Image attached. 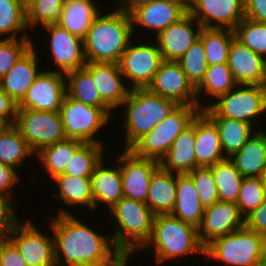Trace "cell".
Instances as JSON below:
<instances>
[{
  "label": "cell",
  "mask_w": 266,
  "mask_h": 266,
  "mask_svg": "<svg viewBox=\"0 0 266 266\" xmlns=\"http://www.w3.org/2000/svg\"><path fill=\"white\" fill-rule=\"evenodd\" d=\"M60 210L50 224L56 266H118L126 259L111 236L95 231L65 208Z\"/></svg>",
  "instance_id": "obj_1"
},
{
  "label": "cell",
  "mask_w": 266,
  "mask_h": 266,
  "mask_svg": "<svg viewBox=\"0 0 266 266\" xmlns=\"http://www.w3.org/2000/svg\"><path fill=\"white\" fill-rule=\"evenodd\" d=\"M113 10L100 12L83 39L87 62L119 63L133 40L131 15L117 7Z\"/></svg>",
  "instance_id": "obj_2"
},
{
  "label": "cell",
  "mask_w": 266,
  "mask_h": 266,
  "mask_svg": "<svg viewBox=\"0 0 266 266\" xmlns=\"http://www.w3.org/2000/svg\"><path fill=\"white\" fill-rule=\"evenodd\" d=\"M148 248H153L155 262L159 265L165 264L169 259L188 257L194 253L205 255V247L199 240L198 229L171 214L155 215L151 236L138 252L146 250L152 255Z\"/></svg>",
  "instance_id": "obj_3"
},
{
  "label": "cell",
  "mask_w": 266,
  "mask_h": 266,
  "mask_svg": "<svg viewBox=\"0 0 266 266\" xmlns=\"http://www.w3.org/2000/svg\"><path fill=\"white\" fill-rule=\"evenodd\" d=\"M108 211L109 218L114 220L112 241L125 258H129L149 240L155 214L146 203L127 197H123Z\"/></svg>",
  "instance_id": "obj_4"
},
{
  "label": "cell",
  "mask_w": 266,
  "mask_h": 266,
  "mask_svg": "<svg viewBox=\"0 0 266 266\" xmlns=\"http://www.w3.org/2000/svg\"><path fill=\"white\" fill-rule=\"evenodd\" d=\"M122 106H125L122 112L125 122L121 123L126 129L124 150H129L178 105L172 100L152 93L148 88H135L130 89Z\"/></svg>",
  "instance_id": "obj_5"
},
{
  "label": "cell",
  "mask_w": 266,
  "mask_h": 266,
  "mask_svg": "<svg viewBox=\"0 0 266 266\" xmlns=\"http://www.w3.org/2000/svg\"><path fill=\"white\" fill-rule=\"evenodd\" d=\"M199 111L198 106H177L129 150L136 157L154 159L160 162L167 154L174 140L191 125L193 118Z\"/></svg>",
  "instance_id": "obj_6"
},
{
  "label": "cell",
  "mask_w": 266,
  "mask_h": 266,
  "mask_svg": "<svg viewBox=\"0 0 266 266\" xmlns=\"http://www.w3.org/2000/svg\"><path fill=\"white\" fill-rule=\"evenodd\" d=\"M264 238L245 226L210 242L205 257L225 266H259Z\"/></svg>",
  "instance_id": "obj_7"
},
{
  "label": "cell",
  "mask_w": 266,
  "mask_h": 266,
  "mask_svg": "<svg viewBox=\"0 0 266 266\" xmlns=\"http://www.w3.org/2000/svg\"><path fill=\"white\" fill-rule=\"evenodd\" d=\"M207 116H221L246 122L254 126V121L266 113V100L262 85H237L233 90L209 101L202 110Z\"/></svg>",
  "instance_id": "obj_8"
},
{
  "label": "cell",
  "mask_w": 266,
  "mask_h": 266,
  "mask_svg": "<svg viewBox=\"0 0 266 266\" xmlns=\"http://www.w3.org/2000/svg\"><path fill=\"white\" fill-rule=\"evenodd\" d=\"M112 111V108L86 105L66 93L59 111L66 138L104 145L96 134L110 123Z\"/></svg>",
  "instance_id": "obj_9"
},
{
  "label": "cell",
  "mask_w": 266,
  "mask_h": 266,
  "mask_svg": "<svg viewBox=\"0 0 266 266\" xmlns=\"http://www.w3.org/2000/svg\"><path fill=\"white\" fill-rule=\"evenodd\" d=\"M14 125L34 154L66 138L59 112L18 109Z\"/></svg>",
  "instance_id": "obj_10"
},
{
  "label": "cell",
  "mask_w": 266,
  "mask_h": 266,
  "mask_svg": "<svg viewBox=\"0 0 266 266\" xmlns=\"http://www.w3.org/2000/svg\"><path fill=\"white\" fill-rule=\"evenodd\" d=\"M133 43L130 42L118 64L124 79L130 81V89L147 88L164 59L156 42Z\"/></svg>",
  "instance_id": "obj_11"
},
{
  "label": "cell",
  "mask_w": 266,
  "mask_h": 266,
  "mask_svg": "<svg viewBox=\"0 0 266 266\" xmlns=\"http://www.w3.org/2000/svg\"><path fill=\"white\" fill-rule=\"evenodd\" d=\"M35 225L30 219L20 221L6 238L16 247L27 266H56L54 237H49Z\"/></svg>",
  "instance_id": "obj_12"
},
{
  "label": "cell",
  "mask_w": 266,
  "mask_h": 266,
  "mask_svg": "<svg viewBox=\"0 0 266 266\" xmlns=\"http://www.w3.org/2000/svg\"><path fill=\"white\" fill-rule=\"evenodd\" d=\"M66 93L65 74L42 69L18 104V109L59 112Z\"/></svg>",
  "instance_id": "obj_13"
},
{
  "label": "cell",
  "mask_w": 266,
  "mask_h": 266,
  "mask_svg": "<svg viewBox=\"0 0 266 266\" xmlns=\"http://www.w3.org/2000/svg\"><path fill=\"white\" fill-rule=\"evenodd\" d=\"M147 88L178 106H198L196 89L177 61L164 60Z\"/></svg>",
  "instance_id": "obj_14"
},
{
  "label": "cell",
  "mask_w": 266,
  "mask_h": 266,
  "mask_svg": "<svg viewBox=\"0 0 266 266\" xmlns=\"http://www.w3.org/2000/svg\"><path fill=\"white\" fill-rule=\"evenodd\" d=\"M188 13L202 28L234 30L245 18L244 0H195Z\"/></svg>",
  "instance_id": "obj_15"
},
{
  "label": "cell",
  "mask_w": 266,
  "mask_h": 266,
  "mask_svg": "<svg viewBox=\"0 0 266 266\" xmlns=\"http://www.w3.org/2000/svg\"><path fill=\"white\" fill-rule=\"evenodd\" d=\"M116 159L121 168L123 196L146 203L150 179L160 167L159 162L136 157L130 150L122 151Z\"/></svg>",
  "instance_id": "obj_16"
},
{
  "label": "cell",
  "mask_w": 266,
  "mask_h": 266,
  "mask_svg": "<svg viewBox=\"0 0 266 266\" xmlns=\"http://www.w3.org/2000/svg\"><path fill=\"white\" fill-rule=\"evenodd\" d=\"M245 227V217L234 202H215L204 210L198 237L204 247L214 239Z\"/></svg>",
  "instance_id": "obj_17"
},
{
  "label": "cell",
  "mask_w": 266,
  "mask_h": 266,
  "mask_svg": "<svg viewBox=\"0 0 266 266\" xmlns=\"http://www.w3.org/2000/svg\"><path fill=\"white\" fill-rule=\"evenodd\" d=\"M42 27L50 34V54H52L53 63L59 68L52 71L66 74L84 67L87 61L83 39L71 34L59 24H48Z\"/></svg>",
  "instance_id": "obj_18"
},
{
  "label": "cell",
  "mask_w": 266,
  "mask_h": 266,
  "mask_svg": "<svg viewBox=\"0 0 266 266\" xmlns=\"http://www.w3.org/2000/svg\"><path fill=\"white\" fill-rule=\"evenodd\" d=\"M201 29L200 23L187 13L178 22L171 24L154 36L156 40L154 42L157 43L164 60L177 61L199 38Z\"/></svg>",
  "instance_id": "obj_19"
},
{
  "label": "cell",
  "mask_w": 266,
  "mask_h": 266,
  "mask_svg": "<svg viewBox=\"0 0 266 266\" xmlns=\"http://www.w3.org/2000/svg\"><path fill=\"white\" fill-rule=\"evenodd\" d=\"M187 13L188 8L178 0H153L147 5L137 8L131 14L133 34L140 25L153 31L157 36Z\"/></svg>",
  "instance_id": "obj_20"
},
{
  "label": "cell",
  "mask_w": 266,
  "mask_h": 266,
  "mask_svg": "<svg viewBox=\"0 0 266 266\" xmlns=\"http://www.w3.org/2000/svg\"><path fill=\"white\" fill-rule=\"evenodd\" d=\"M84 68L91 74L101 98L113 110L121 108L130 88L125 85L119 64L87 62Z\"/></svg>",
  "instance_id": "obj_21"
},
{
  "label": "cell",
  "mask_w": 266,
  "mask_h": 266,
  "mask_svg": "<svg viewBox=\"0 0 266 266\" xmlns=\"http://www.w3.org/2000/svg\"><path fill=\"white\" fill-rule=\"evenodd\" d=\"M227 64L237 85H262L266 59L236 39L230 45Z\"/></svg>",
  "instance_id": "obj_22"
},
{
  "label": "cell",
  "mask_w": 266,
  "mask_h": 266,
  "mask_svg": "<svg viewBox=\"0 0 266 266\" xmlns=\"http://www.w3.org/2000/svg\"><path fill=\"white\" fill-rule=\"evenodd\" d=\"M33 45L18 59L15 65L0 79V88L18 104L25 97L28 88L42 71L37 56L36 44Z\"/></svg>",
  "instance_id": "obj_23"
},
{
  "label": "cell",
  "mask_w": 266,
  "mask_h": 266,
  "mask_svg": "<svg viewBox=\"0 0 266 266\" xmlns=\"http://www.w3.org/2000/svg\"><path fill=\"white\" fill-rule=\"evenodd\" d=\"M194 152L198 167H212L226 159L215 123L200 110L195 116Z\"/></svg>",
  "instance_id": "obj_24"
},
{
  "label": "cell",
  "mask_w": 266,
  "mask_h": 266,
  "mask_svg": "<svg viewBox=\"0 0 266 266\" xmlns=\"http://www.w3.org/2000/svg\"><path fill=\"white\" fill-rule=\"evenodd\" d=\"M104 163L103 157L96 165L90 178L94 210L99 208L98 205L104 203L110 210L124 197L120 165L117 163L118 166L113 169L110 166L106 168Z\"/></svg>",
  "instance_id": "obj_25"
},
{
  "label": "cell",
  "mask_w": 266,
  "mask_h": 266,
  "mask_svg": "<svg viewBox=\"0 0 266 266\" xmlns=\"http://www.w3.org/2000/svg\"><path fill=\"white\" fill-rule=\"evenodd\" d=\"M195 145V117L172 143L167 154L159 162V166L172 173L186 174L199 168L194 152Z\"/></svg>",
  "instance_id": "obj_26"
},
{
  "label": "cell",
  "mask_w": 266,
  "mask_h": 266,
  "mask_svg": "<svg viewBox=\"0 0 266 266\" xmlns=\"http://www.w3.org/2000/svg\"><path fill=\"white\" fill-rule=\"evenodd\" d=\"M204 210L192 178L187 173L177 174L176 203L171 215L198 228Z\"/></svg>",
  "instance_id": "obj_27"
},
{
  "label": "cell",
  "mask_w": 266,
  "mask_h": 266,
  "mask_svg": "<svg viewBox=\"0 0 266 266\" xmlns=\"http://www.w3.org/2000/svg\"><path fill=\"white\" fill-rule=\"evenodd\" d=\"M177 173L159 167L150 179L147 206L155 214H171L176 203Z\"/></svg>",
  "instance_id": "obj_28"
},
{
  "label": "cell",
  "mask_w": 266,
  "mask_h": 266,
  "mask_svg": "<svg viewBox=\"0 0 266 266\" xmlns=\"http://www.w3.org/2000/svg\"><path fill=\"white\" fill-rule=\"evenodd\" d=\"M230 159L243 177H261L266 167V131L258 129Z\"/></svg>",
  "instance_id": "obj_29"
},
{
  "label": "cell",
  "mask_w": 266,
  "mask_h": 266,
  "mask_svg": "<svg viewBox=\"0 0 266 266\" xmlns=\"http://www.w3.org/2000/svg\"><path fill=\"white\" fill-rule=\"evenodd\" d=\"M100 11L98 4L93 0H65L61 19L57 24L84 39Z\"/></svg>",
  "instance_id": "obj_30"
},
{
  "label": "cell",
  "mask_w": 266,
  "mask_h": 266,
  "mask_svg": "<svg viewBox=\"0 0 266 266\" xmlns=\"http://www.w3.org/2000/svg\"><path fill=\"white\" fill-rule=\"evenodd\" d=\"M52 181L57 184L58 200L64 202L67 206L86 205L88 209L94 210V201L92 195V186L90 178H82L74 175L59 174Z\"/></svg>",
  "instance_id": "obj_31"
},
{
  "label": "cell",
  "mask_w": 266,
  "mask_h": 266,
  "mask_svg": "<svg viewBox=\"0 0 266 266\" xmlns=\"http://www.w3.org/2000/svg\"><path fill=\"white\" fill-rule=\"evenodd\" d=\"M216 125L221 147L226 158L239 152L246 141L257 131L256 126L221 116H208ZM255 129V130H254Z\"/></svg>",
  "instance_id": "obj_32"
},
{
  "label": "cell",
  "mask_w": 266,
  "mask_h": 266,
  "mask_svg": "<svg viewBox=\"0 0 266 266\" xmlns=\"http://www.w3.org/2000/svg\"><path fill=\"white\" fill-rule=\"evenodd\" d=\"M83 144L84 142L80 140L65 138L43 147L35 154V157L39 158L43 169L53 179L55 176L64 173L71 157Z\"/></svg>",
  "instance_id": "obj_33"
},
{
  "label": "cell",
  "mask_w": 266,
  "mask_h": 266,
  "mask_svg": "<svg viewBox=\"0 0 266 266\" xmlns=\"http://www.w3.org/2000/svg\"><path fill=\"white\" fill-rule=\"evenodd\" d=\"M236 86L237 83L235 82L227 63L208 65L204 79L196 88L199 109L204 110L207 107V104H203L200 99L202 93L206 94V96L209 95L210 97H213L216 101V99L233 90Z\"/></svg>",
  "instance_id": "obj_34"
},
{
  "label": "cell",
  "mask_w": 266,
  "mask_h": 266,
  "mask_svg": "<svg viewBox=\"0 0 266 266\" xmlns=\"http://www.w3.org/2000/svg\"><path fill=\"white\" fill-rule=\"evenodd\" d=\"M67 94L82 103L97 107L111 108L100 96L91 74L83 67L65 74Z\"/></svg>",
  "instance_id": "obj_35"
},
{
  "label": "cell",
  "mask_w": 266,
  "mask_h": 266,
  "mask_svg": "<svg viewBox=\"0 0 266 266\" xmlns=\"http://www.w3.org/2000/svg\"><path fill=\"white\" fill-rule=\"evenodd\" d=\"M35 155L14 124H7L0 132V162L18 169L26 158Z\"/></svg>",
  "instance_id": "obj_36"
},
{
  "label": "cell",
  "mask_w": 266,
  "mask_h": 266,
  "mask_svg": "<svg viewBox=\"0 0 266 266\" xmlns=\"http://www.w3.org/2000/svg\"><path fill=\"white\" fill-rule=\"evenodd\" d=\"M209 168L212 170L218 189V200L236 203L244 177L236 169L234 162L230 158H226Z\"/></svg>",
  "instance_id": "obj_37"
},
{
  "label": "cell",
  "mask_w": 266,
  "mask_h": 266,
  "mask_svg": "<svg viewBox=\"0 0 266 266\" xmlns=\"http://www.w3.org/2000/svg\"><path fill=\"white\" fill-rule=\"evenodd\" d=\"M208 65L227 63L229 48L235 39L234 30L202 28L199 34Z\"/></svg>",
  "instance_id": "obj_38"
},
{
  "label": "cell",
  "mask_w": 266,
  "mask_h": 266,
  "mask_svg": "<svg viewBox=\"0 0 266 266\" xmlns=\"http://www.w3.org/2000/svg\"><path fill=\"white\" fill-rule=\"evenodd\" d=\"M26 10L19 0H0V37L8 39L31 38L28 35ZM22 32V33H21ZM24 32V33H23ZM21 36L18 37V35Z\"/></svg>",
  "instance_id": "obj_39"
},
{
  "label": "cell",
  "mask_w": 266,
  "mask_h": 266,
  "mask_svg": "<svg viewBox=\"0 0 266 266\" xmlns=\"http://www.w3.org/2000/svg\"><path fill=\"white\" fill-rule=\"evenodd\" d=\"M104 149L101 144L84 143L71 157L62 174L91 178L96 165L104 157Z\"/></svg>",
  "instance_id": "obj_40"
},
{
  "label": "cell",
  "mask_w": 266,
  "mask_h": 266,
  "mask_svg": "<svg viewBox=\"0 0 266 266\" xmlns=\"http://www.w3.org/2000/svg\"><path fill=\"white\" fill-rule=\"evenodd\" d=\"M177 62L181 66L188 81L196 89L204 79L208 69L205 48L202 41L198 38Z\"/></svg>",
  "instance_id": "obj_41"
},
{
  "label": "cell",
  "mask_w": 266,
  "mask_h": 266,
  "mask_svg": "<svg viewBox=\"0 0 266 266\" xmlns=\"http://www.w3.org/2000/svg\"><path fill=\"white\" fill-rule=\"evenodd\" d=\"M65 0H38L26 10V23L29 31L35 26L57 24L61 19ZM31 28V29H30Z\"/></svg>",
  "instance_id": "obj_42"
},
{
  "label": "cell",
  "mask_w": 266,
  "mask_h": 266,
  "mask_svg": "<svg viewBox=\"0 0 266 266\" xmlns=\"http://www.w3.org/2000/svg\"><path fill=\"white\" fill-rule=\"evenodd\" d=\"M235 39L266 59V23L244 18L234 29Z\"/></svg>",
  "instance_id": "obj_43"
},
{
  "label": "cell",
  "mask_w": 266,
  "mask_h": 266,
  "mask_svg": "<svg viewBox=\"0 0 266 266\" xmlns=\"http://www.w3.org/2000/svg\"><path fill=\"white\" fill-rule=\"evenodd\" d=\"M265 198L266 188L261 177H244L242 179L236 204L245 218L256 210Z\"/></svg>",
  "instance_id": "obj_44"
},
{
  "label": "cell",
  "mask_w": 266,
  "mask_h": 266,
  "mask_svg": "<svg viewBox=\"0 0 266 266\" xmlns=\"http://www.w3.org/2000/svg\"><path fill=\"white\" fill-rule=\"evenodd\" d=\"M32 45L33 38H0V79Z\"/></svg>",
  "instance_id": "obj_45"
},
{
  "label": "cell",
  "mask_w": 266,
  "mask_h": 266,
  "mask_svg": "<svg viewBox=\"0 0 266 266\" xmlns=\"http://www.w3.org/2000/svg\"><path fill=\"white\" fill-rule=\"evenodd\" d=\"M187 174L192 178L198 197L205 208L219 201L218 189L209 167H199Z\"/></svg>",
  "instance_id": "obj_46"
},
{
  "label": "cell",
  "mask_w": 266,
  "mask_h": 266,
  "mask_svg": "<svg viewBox=\"0 0 266 266\" xmlns=\"http://www.w3.org/2000/svg\"><path fill=\"white\" fill-rule=\"evenodd\" d=\"M11 198L0 193V238H6L21 220L15 215L14 204L12 206L10 202Z\"/></svg>",
  "instance_id": "obj_47"
},
{
  "label": "cell",
  "mask_w": 266,
  "mask_h": 266,
  "mask_svg": "<svg viewBox=\"0 0 266 266\" xmlns=\"http://www.w3.org/2000/svg\"><path fill=\"white\" fill-rule=\"evenodd\" d=\"M0 266H27L21 254L7 238H0Z\"/></svg>",
  "instance_id": "obj_48"
},
{
  "label": "cell",
  "mask_w": 266,
  "mask_h": 266,
  "mask_svg": "<svg viewBox=\"0 0 266 266\" xmlns=\"http://www.w3.org/2000/svg\"><path fill=\"white\" fill-rule=\"evenodd\" d=\"M17 169L0 162V193L6 196H13V188L21 180ZM17 183V184H16Z\"/></svg>",
  "instance_id": "obj_49"
},
{
  "label": "cell",
  "mask_w": 266,
  "mask_h": 266,
  "mask_svg": "<svg viewBox=\"0 0 266 266\" xmlns=\"http://www.w3.org/2000/svg\"><path fill=\"white\" fill-rule=\"evenodd\" d=\"M245 226L249 230L266 237V198L256 210L245 218Z\"/></svg>",
  "instance_id": "obj_50"
},
{
  "label": "cell",
  "mask_w": 266,
  "mask_h": 266,
  "mask_svg": "<svg viewBox=\"0 0 266 266\" xmlns=\"http://www.w3.org/2000/svg\"><path fill=\"white\" fill-rule=\"evenodd\" d=\"M18 112V103L0 88V118L7 124H14Z\"/></svg>",
  "instance_id": "obj_51"
},
{
  "label": "cell",
  "mask_w": 266,
  "mask_h": 266,
  "mask_svg": "<svg viewBox=\"0 0 266 266\" xmlns=\"http://www.w3.org/2000/svg\"><path fill=\"white\" fill-rule=\"evenodd\" d=\"M245 18L266 23V0H244Z\"/></svg>",
  "instance_id": "obj_52"
},
{
  "label": "cell",
  "mask_w": 266,
  "mask_h": 266,
  "mask_svg": "<svg viewBox=\"0 0 266 266\" xmlns=\"http://www.w3.org/2000/svg\"><path fill=\"white\" fill-rule=\"evenodd\" d=\"M152 1L153 0H116V3L119 9L131 15L137 8L147 5Z\"/></svg>",
  "instance_id": "obj_53"
},
{
  "label": "cell",
  "mask_w": 266,
  "mask_h": 266,
  "mask_svg": "<svg viewBox=\"0 0 266 266\" xmlns=\"http://www.w3.org/2000/svg\"><path fill=\"white\" fill-rule=\"evenodd\" d=\"M259 266H266V237L263 241L262 252L259 259Z\"/></svg>",
  "instance_id": "obj_54"
},
{
  "label": "cell",
  "mask_w": 266,
  "mask_h": 266,
  "mask_svg": "<svg viewBox=\"0 0 266 266\" xmlns=\"http://www.w3.org/2000/svg\"><path fill=\"white\" fill-rule=\"evenodd\" d=\"M25 10H27L32 4L38 0H19Z\"/></svg>",
  "instance_id": "obj_55"
},
{
  "label": "cell",
  "mask_w": 266,
  "mask_h": 266,
  "mask_svg": "<svg viewBox=\"0 0 266 266\" xmlns=\"http://www.w3.org/2000/svg\"><path fill=\"white\" fill-rule=\"evenodd\" d=\"M182 2L187 8L190 7V5L195 1V0H178Z\"/></svg>",
  "instance_id": "obj_56"
},
{
  "label": "cell",
  "mask_w": 266,
  "mask_h": 266,
  "mask_svg": "<svg viewBox=\"0 0 266 266\" xmlns=\"http://www.w3.org/2000/svg\"><path fill=\"white\" fill-rule=\"evenodd\" d=\"M262 88H263V92H264V96H265V100H266V72H265V75H264V80H263V83H262Z\"/></svg>",
  "instance_id": "obj_57"
},
{
  "label": "cell",
  "mask_w": 266,
  "mask_h": 266,
  "mask_svg": "<svg viewBox=\"0 0 266 266\" xmlns=\"http://www.w3.org/2000/svg\"><path fill=\"white\" fill-rule=\"evenodd\" d=\"M261 179H262L264 187L266 188V167L262 173Z\"/></svg>",
  "instance_id": "obj_58"
},
{
  "label": "cell",
  "mask_w": 266,
  "mask_h": 266,
  "mask_svg": "<svg viewBox=\"0 0 266 266\" xmlns=\"http://www.w3.org/2000/svg\"><path fill=\"white\" fill-rule=\"evenodd\" d=\"M6 125L7 123L0 118V132L4 129Z\"/></svg>",
  "instance_id": "obj_59"
},
{
  "label": "cell",
  "mask_w": 266,
  "mask_h": 266,
  "mask_svg": "<svg viewBox=\"0 0 266 266\" xmlns=\"http://www.w3.org/2000/svg\"><path fill=\"white\" fill-rule=\"evenodd\" d=\"M129 260L128 258L124 259L118 266H127Z\"/></svg>",
  "instance_id": "obj_60"
}]
</instances>
